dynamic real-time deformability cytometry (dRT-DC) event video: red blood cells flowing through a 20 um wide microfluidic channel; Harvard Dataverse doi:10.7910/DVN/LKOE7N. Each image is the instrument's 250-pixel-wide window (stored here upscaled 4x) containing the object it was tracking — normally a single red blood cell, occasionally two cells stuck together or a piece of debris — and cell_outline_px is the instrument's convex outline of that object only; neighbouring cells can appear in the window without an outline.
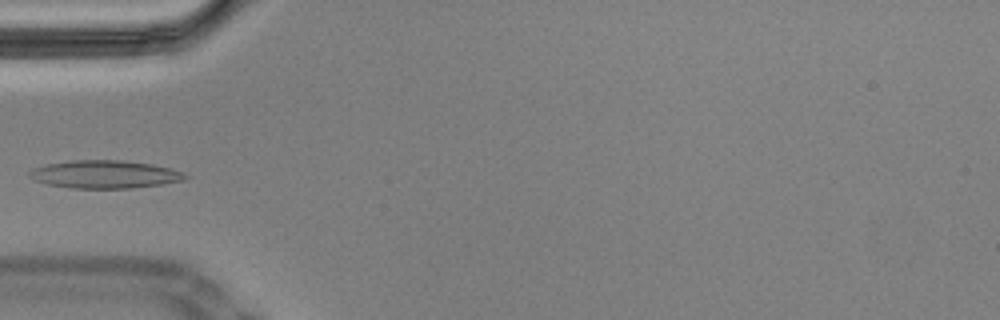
{"species": "Egyptian fruit bat (a non-hibernating species)", "species_latin": "Rousettus aegyptiacus", "temperature_condition": "cold", "stored_images_in_passage": 36, "camera_frame_rate_fps": 3000, "um_per_image_px": 0.085, "animal": {"sex": "male"}, "frame": {"image": 1, "passage_image": 1, "time_ms": 0.0, "image_size_px": [1000, 320], "cell_outline_px": [[188, 176], [184, 180], [160, 184], [132, 188], [72, 188], [48, 184], [36, 180], [28, 176], [28, 172], [32, 168], [48, 164], [72, 160], [124, 160], [152, 164], [172, 168]], "centroid_in_image_um": [8.89, 14.81], "position_along_channel_um": 76.1, "area_um2": 25.2}}